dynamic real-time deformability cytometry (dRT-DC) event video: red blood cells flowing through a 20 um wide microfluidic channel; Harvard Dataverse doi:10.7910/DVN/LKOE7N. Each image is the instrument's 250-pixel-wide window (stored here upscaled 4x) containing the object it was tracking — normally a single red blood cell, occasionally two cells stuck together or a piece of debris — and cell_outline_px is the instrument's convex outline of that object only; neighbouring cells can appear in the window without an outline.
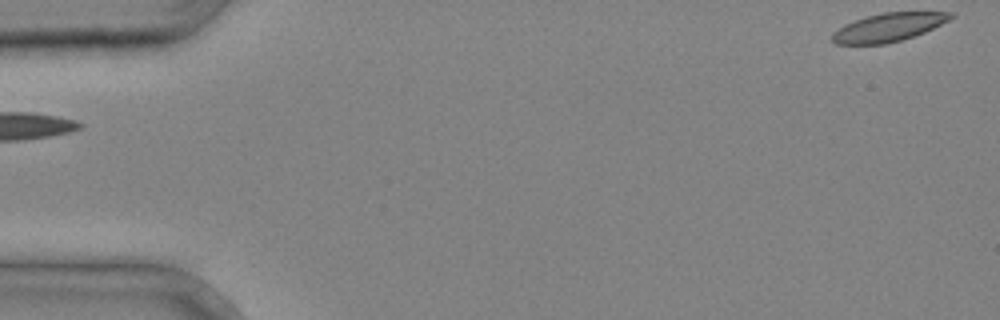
{"species": "common noctule bat (a hibernating species)", "species_latin": "Nyctalus noctula", "temperature_condition": "cold", "stored_images_in_passage": 3, "segment_of_instrument_passage": [2, 2], "camera_frame_rate_fps": 3000, "um_per_image_px": 0.085, "animal": {"sex": "male", "body_mass_g": 20.4}, "frame": {"image": 1, "passage_image": 3, "time_ms": 0.667, "image_size_px": [1000, 320], "cell_outline_px": [[956, 16], [924, 32], [900, 40], [884, 44], [836, 44], [832, 40], [832, 32], [844, 24], [868, 16], [884, 12], [956, 12]], "centroid_in_image_um": [75.51, 2.31], "position_along_channel_um": 9.5, "area_um2": 19.36}}